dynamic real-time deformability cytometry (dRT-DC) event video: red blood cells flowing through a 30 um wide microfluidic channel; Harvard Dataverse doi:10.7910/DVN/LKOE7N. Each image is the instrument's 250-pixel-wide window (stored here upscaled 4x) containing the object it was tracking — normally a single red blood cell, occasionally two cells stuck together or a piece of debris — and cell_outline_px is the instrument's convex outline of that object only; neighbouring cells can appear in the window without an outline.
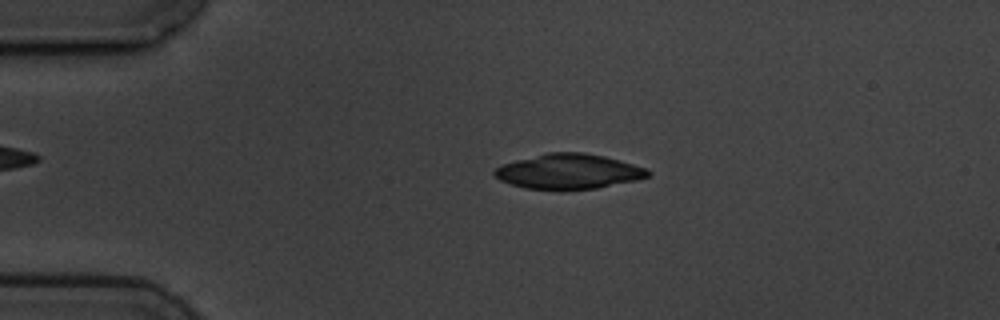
{"species": "common noctule bat (a hibernating species)", "species_latin": "Nyctalus noctula", "temperature_condition": "cold", "stored_images_in_passage": 5, "segment_of_instrument_passage": [2, 2], "camera_frame_rate_fps": 3000, "um_per_image_px": 0.085, "animal": {"sex": "male", "body_mass_g": 19.5, "forearm_length_mm": 54.6}, "frame": {"image": 1, "passage_image": 4, "time_ms": 6.333, "image_size_px": [1000, 320], "cell_outline_px": [[652, 172], [648, 176], [636, 180], [596, 188], [524, 188], [500, 180], [492, 172], [500, 164], [548, 152], [584, 152], [604, 156], [648, 168]], "centroid_in_image_um": [48.34, 14.55], "position_along_channel_um": 36.7, "area_um2": 30.81}}